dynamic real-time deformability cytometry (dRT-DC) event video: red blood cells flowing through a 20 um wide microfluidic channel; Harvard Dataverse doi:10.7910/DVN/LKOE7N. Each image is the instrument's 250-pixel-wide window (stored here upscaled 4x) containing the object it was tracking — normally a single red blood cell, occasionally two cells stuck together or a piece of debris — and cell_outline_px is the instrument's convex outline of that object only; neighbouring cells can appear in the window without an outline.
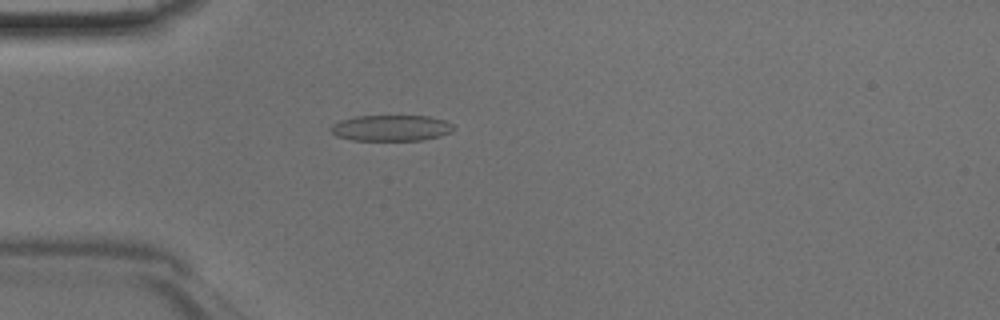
{"species": "Egyptian fruit bat (a non-hibernating species)", "species_latin": "Rousettus aegyptiacus", "temperature_condition": "room temperature", "stored_images_in_passage": 35, "camera_frame_rate_fps": 3000, "um_per_image_px": 0.085, "animal": {"sex": "male"}, "frame": {"image": 1, "passage_image": 2, "time_ms": 0.333, "image_size_px": [1000, 320], "cell_outline_px": [[456, 128], [452, 132], [440, 136], [424, 140], [352, 140], [336, 136], [328, 128], [332, 124], [340, 120], [356, 116], [428, 116], [444, 120], [452, 124]], "centroid_in_image_um": [33.25, 10.88], "position_along_channel_um": 51.8, "area_um2": 18.73}}
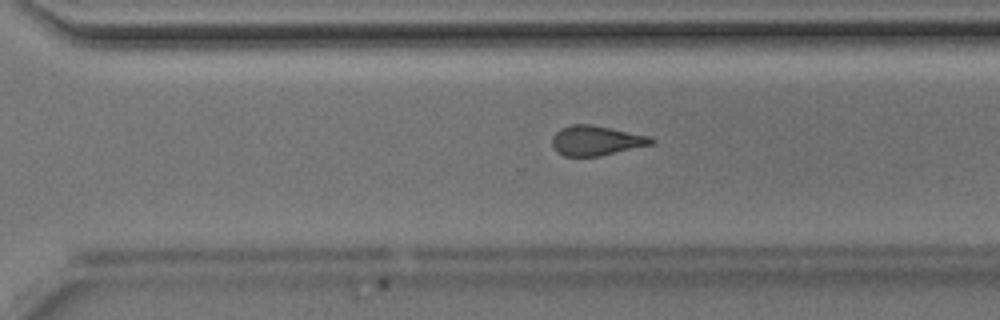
{"frame": {"image": 2, "passage_image": 21, "time_ms": 6.667, "image_size_px": [1000, 320], "cell_outline_px": [[656, 140], [652, 144], [600, 156], [564, 156], [556, 152], [552, 144], [552, 136], [560, 128], [572, 124], [592, 124], [652, 136]], "centroid_in_image_um": [50.67, 11.94], "position_along_channel_um": 319.9, "area_um2": 17.4}}
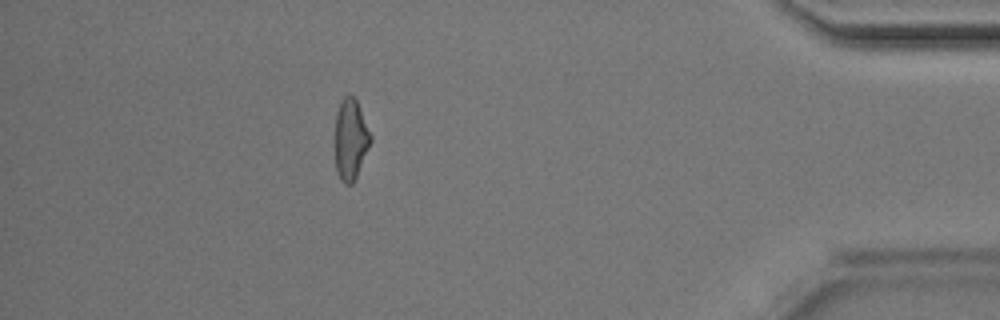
{"frame": {"image": 3, "passage_image": 30, "time_ms": 9.667, "image_size_px": [1000, 320], "cell_outline_px": [[372, 140], [356, 176], [352, 184], [344, 184], [340, 180], [336, 172], [332, 144], [336, 112], [344, 96], [352, 96], [356, 100], [360, 108], [372, 136]], "centroid_in_image_um": [29.74, 11.88], "position_along_channel_um": 405.5, "area_um2": 17.34}}